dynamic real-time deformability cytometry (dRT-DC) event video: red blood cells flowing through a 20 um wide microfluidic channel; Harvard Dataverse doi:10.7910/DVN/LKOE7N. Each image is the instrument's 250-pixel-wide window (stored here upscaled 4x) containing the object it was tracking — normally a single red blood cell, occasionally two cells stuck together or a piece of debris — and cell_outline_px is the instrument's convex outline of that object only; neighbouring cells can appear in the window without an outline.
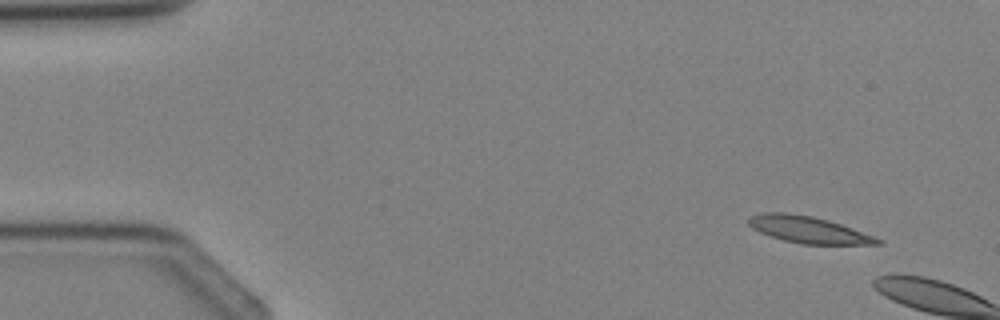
{"species": "Egyptian fruit bat (a non-hibernating species)", "species_latin": "Rousettus aegyptiacus", "temperature_condition": "cold", "stored_images_in_passage": 6, "camera_frame_rate_fps": 3000, "um_per_image_px": 0.085, "animal": {"sex": "female"}, "frame": {"image": 1, "passage_image": 1, "time_ms": 0.0, "image_size_px": [1000, 320], "cell_outline_px": [[884, 244], [800, 244], [784, 240], [760, 232], [752, 228], [748, 224], [748, 216], [764, 212], [784, 212], [812, 216], [828, 220], [852, 228], [884, 240]], "centroid_in_image_um": [68.7, 19.52], "position_along_channel_um": 16.3, "area_um2": 20.0}}